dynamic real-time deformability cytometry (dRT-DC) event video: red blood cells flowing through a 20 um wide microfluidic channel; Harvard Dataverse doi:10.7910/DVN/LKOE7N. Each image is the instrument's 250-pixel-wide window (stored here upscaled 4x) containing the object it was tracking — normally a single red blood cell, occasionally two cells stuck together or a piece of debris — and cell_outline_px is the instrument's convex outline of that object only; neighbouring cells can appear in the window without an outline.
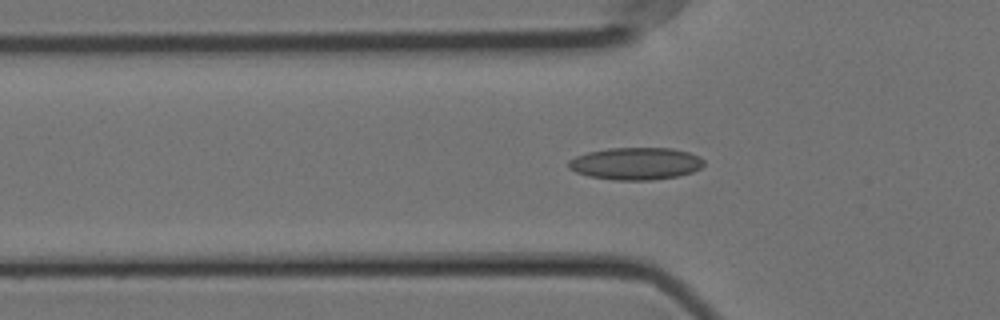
{"species": "Egyptian fruit bat (a non-hibernating species)", "species_latin": "Rousettus aegyptiacus", "temperature_condition": "cold", "stored_images_in_passage": 51, "camera_frame_rate_fps": 3000, "um_per_image_px": 0.085, "animal": {"sex": "female"}, "frame": {"image": 1, "passage_image": 12, "time_ms": 3.667, "image_size_px": [1000, 320], "cell_outline_px": [[704, 164], [700, 168], [692, 172], [676, 176], [652, 180], [616, 180], [588, 176], [576, 172], [568, 168], [568, 160], [576, 156], [588, 152], [608, 148], [672, 148], [688, 152], [700, 156], [704, 160]], "centroid_in_image_um": [54.03, 13.9], "position_along_channel_um": 71.8, "area_um2": 25.49}}
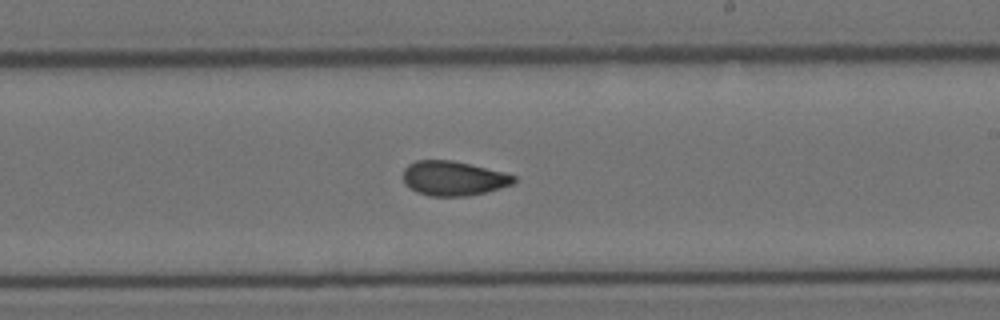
{"frame": {"image": 2, "passage_image": 27, "time_ms": 8.667, "image_size_px": [1000, 320], "cell_outline_px": [[516, 180], [512, 184], [488, 192], [468, 196], [428, 196], [416, 192], [408, 188], [404, 184], [404, 168], [408, 164], [416, 160], [452, 160], [504, 172], [516, 176]], "centroid_in_image_um": [38.52, 15.17], "position_along_channel_um": 250.5, "area_um2": 22.48}}
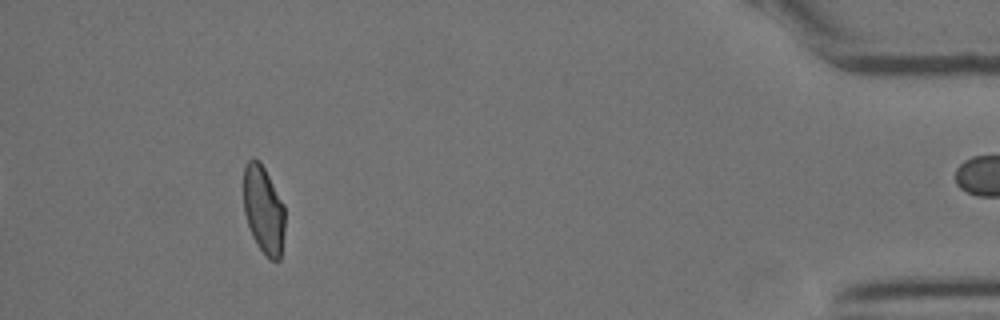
{"frame": {"image": 3, "passage_image": 46, "time_ms": 15.0, "image_size_px": [1000, 320], "cell_outline_px": [[284, 232], [280, 260], [272, 260], [256, 244], [252, 236], [244, 212], [244, 168], [248, 160], [260, 160], [284, 204]], "centroid_in_image_um": [22.41, 17.83], "position_along_channel_um": 412.8, "area_um2": 20.98}, "authors_computed_cell_mechanics": {"area_um2": 22.7154, "velocity_mm_per_s": 3.5562, "shape_relaxation_time_tau1_ms": 11.1851, "shape_relaxation_time_tau2_ms": 2.524, "deformation_change_tau1": 0.2277, "deformation_change_tau2": 0.0732}}